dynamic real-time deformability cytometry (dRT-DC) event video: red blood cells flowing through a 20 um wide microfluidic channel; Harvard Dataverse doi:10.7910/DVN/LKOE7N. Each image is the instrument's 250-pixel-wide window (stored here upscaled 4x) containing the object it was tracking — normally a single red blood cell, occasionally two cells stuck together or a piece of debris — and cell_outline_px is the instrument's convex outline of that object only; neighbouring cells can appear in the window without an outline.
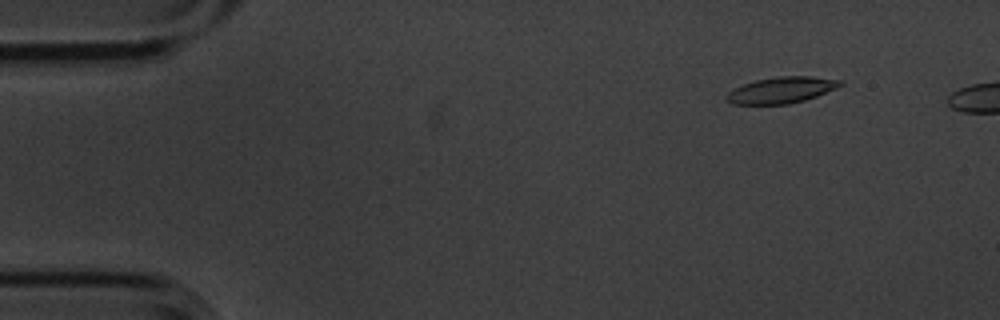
{"species": "common noctule bat (a hibernating species)", "species_latin": "Nyctalus noctula", "temperature_condition": "cold", "stored_images_in_passage": 3, "camera_frame_rate_fps": 3000, "um_per_image_px": 0.085, "animal": {"sex": "male", "body_mass_g": 20.1, "forearm_length_mm": 53.5}, "frame": {"image": 1, "passage_image": 2, "time_ms": 0.333, "image_size_px": [1000, 320], "cell_outline_px": [[844, 84], [836, 88], [816, 96], [804, 100], [788, 104], [732, 104], [724, 100], [724, 96], [728, 92], [744, 84], [756, 80], [776, 76], [812, 76], [840, 80]], "centroid_in_image_um": [66.39, 7.65], "position_along_channel_um": 18.6, "area_um2": 17.34}}